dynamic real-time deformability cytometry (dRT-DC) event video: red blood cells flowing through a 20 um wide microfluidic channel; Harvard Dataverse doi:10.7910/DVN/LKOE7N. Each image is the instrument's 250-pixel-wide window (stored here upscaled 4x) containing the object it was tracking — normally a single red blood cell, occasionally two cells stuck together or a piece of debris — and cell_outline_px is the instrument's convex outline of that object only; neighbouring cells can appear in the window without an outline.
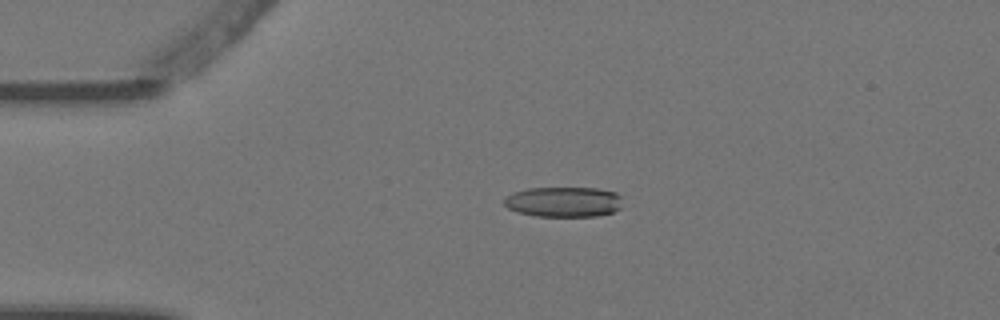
{"species": "Egyptian fruit bat (a non-hibernating species)", "species_latin": "Rousettus aegyptiacus", "temperature_condition": "warm", "stored_images_in_passage": 4, "camera_frame_rate_fps": 3000, "um_per_image_px": 0.085, "animal": {"sex": "female"}, "frame": {"image": 1, "passage_image": 3, "time_ms": 0.667, "image_size_px": [1000, 320], "cell_outline_px": [[620, 208], [612, 212], [596, 216], [536, 216], [520, 212], [508, 208], [504, 204], [504, 196], [512, 192], [528, 188], [596, 188], [616, 192], [620, 196]], "centroid_in_image_um": [47.88, 17.15], "position_along_channel_um": 37.1, "area_um2": 20.81}}